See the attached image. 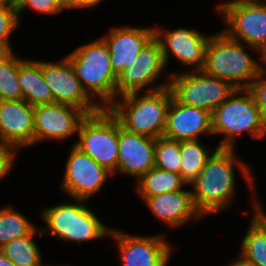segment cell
I'll use <instances>...</instances> for the list:
<instances>
[{
	"instance_id": "cell-1",
	"label": "cell",
	"mask_w": 266,
	"mask_h": 266,
	"mask_svg": "<svg viewBox=\"0 0 266 266\" xmlns=\"http://www.w3.org/2000/svg\"><path fill=\"white\" fill-rule=\"evenodd\" d=\"M234 148H216L193 186L192 198L196 209L202 216L218 213L227 207L235 193V169L239 167L254 195L253 174L249 166L235 157ZM236 164V165H235Z\"/></svg>"
},
{
	"instance_id": "cell-2",
	"label": "cell",
	"mask_w": 266,
	"mask_h": 266,
	"mask_svg": "<svg viewBox=\"0 0 266 266\" xmlns=\"http://www.w3.org/2000/svg\"><path fill=\"white\" fill-rule=\"evenodd\" d=\"M167 82L150 88L144 95L139 92L126 94L115 100L108 109L126 130L158 138L163 136L166 118L173 93Z\"/></svg>"
},
{
	"instance_id": "cell-3",
	"label": "cell",
	"mask_w": 266,
	"mask_h": 266,
	"mask_svg": "<svg viewBox=\"0 0 266 266\" xmlns=\"http://www.w3.org/2000/svg\"><path fill=\"white\" fill-rule=\"evenodd\" d=\"M202 71L228 81L236 89H248L266 68L247 53L242 42L228 38L221 31L207 41Z\"/></svg>"
},
{
	"instance_id": "cell-4",
	"label": "cell",
	"mask_w": 266,
	"mask_h": 266,
	"mask_svg": "<svg viewBox=\"0 0 266 266\" xmlns=\"http://www.w3.org/2000/svg\"><path fill=\"white\" fill-rule=\"evenodd\" d=\"M73 65L77 78L86 92L108 108L116 100L117 75L112 70L110 51L100 37L85 45H80L67 55Z\"/></svg>"
},
{
	"instance_id": "cell-5",
	"label": "cell",
	"mask_w": 266,
	"mask_h": 266,
	"mask_svg": "<svg viewBox=\"0 0 266 266\" xmlns=\"http://www.w3.org/2000/svg\"><path fill=\"white\" fill-rule=\"evenodd\" d=\"M243 132L254 139H262L266 126L251 92L236 89L213 111L212 135L223 134L218 148H234L237 136Z\"/></svg>"
},
{
	"instance_id": "cell-6",
	"label": "cell",
	"mask_w": 266,
	"mask_h": 266,
	"mask_svg": "<svg viewBox=\"0 0 266 266\" xmlns=\"http://www.w3.org/2000/svg\"><path fill=\"white\" fill-rule=\"evenodd\" d=\"M72 204L63 203L42 211L41 218L47 223V230L41 228L42 234L58 237L65 241L81 245L83 241L109 236L107 228L87 207L84 199L73 198ZM84 202V203H83Z\"/></svg>"
},
{
	"instance_id": "cell-7",
	"label": "cell",
	"mask_w": 266,
	"mask_h": 266,
	"mask_svg": "<svg viewBox=\"0 0 266 266\" xmlns=\"http://www.w3.org/2000/svg\"><path fill=\"white\" fill-rule=\"evenodd\" d=\"M79 140L74 144L88 154L96 163L111 174H115L118 163V119L108 108L87 115L77 133Z\"/></svg>"
},
{
	"instance_id": "cell-8",
	"label": "cell",
	"mask_w": 266,
	"mask_h": 266,
	"mask_svg": "<svg viewBox=\"0 0 266 266\" xmlns=\"http://www.w3.org/2000/svg\"><path fill=\"white\" fill-rule=\"evenodd\" d=\"M170 88L182 104L202 108L211 113L225 101L236 88L228 81L213 77L202 70L179 75L171 73Z\"/></svg>"
},
{
	"instance_id": "cell-9",
	"label": "cell",
	"mask_w": 266,
	"mask_h": 266,
	"mask_svg": "<svg viewBox=\"0 0 266 266\" xmlns=\"http://www.w3.org/2000/svg\"><path fill=\"white\" fill-rule=\"evenodd\" d=\"M228 28L222 32L230 39L257 51L266 42V2L232 0L216 6Z\"/></svg>"
},
{
	"instance_id": "cell-10",
	"label": "cell",
	"mask_w": 266,
	"mask_h": 266,
	"mask_svg": "<svg viewBox=\"0 0 266 266\" xmlns=\"http://www.w3.org/2000/svg\"><path fill=\"white\" fill-rule=\"evenodd\" d=\"M42 72L54 102L77 107L88 115L103 109L99 103L91 100L92 97L83 88L67 56L59 63L42 61Z\"/></svg>"
},
{
	"instance_id": "cell-11",
	"label": "cell",
	"mask_w": 266,
	"mask_h": 266,
	"mask_svg": "<svg viewBox=\"0 0 266 266\" xmlns=\"http://www.w3.org/2000/svg\"><path fill=\"white\" fill-rule=\"evenodd\" d=\"M112 174L74 144L65 165L62 191L77 199L87 200L96 194Z\"/></svg>"
},
{
	"instance_id": "cell-12",
	"label": "cell",
	"mask_w": 266,
	"mask_h": 266,
	"mask_svg": "<svg viewBox=\"0 0 266 266\" xmlns=\"http://www.w3.org/2000/svg\"><path fill=\"white\" fill-rule=\"evenodd\" d=\"M87 115L82 109L58 102L34 106V144L78 133Z\"/></svg>"
},
{
	"instance_id": "cell-13",
	"label": "cell",
	"mask_w": 266,
	"mask_h": 266,
	"mask_svg": "<svg viewBox=\"0 0 266 266\" xmlns=\"http://www.w3.org/2000/svg\"><path fill=\"white\" fill-rule=\"evenodd\" d=\"M160 42L153 37L139 52L134 62L116 80V97L140 92L156 81L166 67Z\"/></svg>"
},
{
	"instance_id": "cell-14",
	"label": "cell",
	"mask_w": 266,
	"mask_h": 266,
	"mask_svg": "<svg viewBox=\"0 0 266 266\" xmlns=\"http://www.w3.org/2000/svg\"><path fill=\"white\" fill-rule=\"evenodd\" d=\"M119 248L122 266H167L171 247L164 234L157 236L128 235L111 228Z\"/></svg>"
},
{
	"instance_id": "cell-15",
	"label": "cell",
	"mask_w": 266,
	"mask_h": 266,
	"mask_svg": "<svg viewBox=\"0 0 266 266\" xmlns=\"http://www.w3.org/2000/svg\"><path fill=\"white\" fill-rule=\"evenodd\" d=\"M154 28V37L160 42L165 63L173 55L182 65L193 66L195 70L204 67L205 47L210 36L197 30L177 28L171 31Z\"/></svg>"
},
{
	"instance_id": "cell-16",
	"label": "cell",
	"mask_w": 266,
	"mask_h": 266,
	"mask_svg": "<svg viewBox=\"0 0 266 266\" xmlns=\"http://www.w3.org/2000/svg\"><path fill=\"white\" fill-rule=\"evenodd\" d=\"M155 138L126 130L118 120L119 156L116 172H123L139 180L155 164Z\"/></svg>"
},
{
	"instance_id": "cell-17",
	"label": "cell",
	"mask_w": 266,
	"mask_h": 266,
	"mask_svg": "<svg viewBox=\"0 0 266 266\" xmlns=\"http://www.w3.org/2000/svg\"><path fill=\"white\" fill-rule=\"evenodd\" d=\"M0 138L15 150L34 144V106L24 99L0 101Z\"/></svg>"
},
{
	"instance_id": "cell-18",
	"label": "cell",
	"mask_w": 266,
	"mask_h": 266,
	"mask_svg": "<svg viewBox=\"0 0 266 266\" xmlns=\"http://www.w3.org/2000/svg\"><path fill=\"white\" fill-rule=\"evenodd\" d=\"M212 135V113L180 103L174 96L168 108L163 136L176 141L198 140Z\"/></svg>"
},
{
	"instance_id": "cell-19",
	"label": "cell",
	"mask_w": 266,
	"mask_h": 266,
	"mask_svg": "<svg viewBox=\"0 0 266 266\" xmlns=\"http://www.w3.org/2000/svg\"><path fill=\"white\" fill-rule=\"evenodd\" d=\"M154 37L153 28L114 27L101 37L110 51L113 72L118 76L131 66L139 52Z\"/></svg>"
},
{
	"instance_id": "cell-20",
	"label": "cell",
	"mask_w": 266,
	"mask_h": 266,
	"mask_svg": "<svg viewBox=\"0 0 266 266\" xmlns=\"http://www.w3.org/2000/svg\"><path fill=\"white\" fill-rule=\"evenodd\" d=\"M144 202L157 219L171 227L203 217L194 205L191 191L184 188L148 197Z\"/></svg>"
},
{
	"instance_id": "cell-21",
	"label": "cell",
	"mask_w": 266,
	"mask_h": 266,
	"mask_svg": "<svg viewBox=\"0 0 266 266\" xmlns=\"http://www.w3.org/2000/svg\"><path fill=\"white\" fill-rule=\"evenodd\" d=\"M254 198V215L241 244L240 261L248 266H266V214ZM259 203V204H258Z\"/></svg>"
},
{
	"instance_id": "cell-22",
	"label": "cell",
	"mask_w": 266,
	"mask_h": 266,
	"mask_svg": "<svg viewBox=\"0 0 266 266\" xmlns=\"http://www.w3.org/2000/svg\"><path fill=\"white\" fill-rule=\"evenodd\" d=\"M18 79L22 99L31 106L54 102L51 90L43 77L41 61L18 58Z\"/></svg>"
},
{
	"instance_id": "cell-23",
	"label": "cell",
	"mask_w": 266,
	"mask_h": 266,
	"mask_svg": "<svg viewBox=\"0 0 266 266\" xmlns=\"http://www.w3.org/2000/svg\"><path fill=\"white\" fill-rule=\"evenodd\" d=\"M137 183L136 190L142 200L166 192L183 189L186 183L180 174L153 167Z\"/></svg>"
},
{
	"instance_id": "cell-24",
	"label": "cell",
	"mask_w": 266,
	"mask_h": 266,
	"mask_svg": "<svg viewBox=\"0 0 266 266\" xmlns=\"http://www.w3.org/2000/svg\"><path fill=\"white\" fill-rule=\"evenodd\" d=\"M38 232L43 236L41 228L35 230L30 236L15 238L0 247L16 266H43L39 247L34 241V235ZM46 266V265H45Z\"/></svg>"
},
{
	"instance_id": "cell-25",
	"label": "cell",
	"mask_w": 266,
	"mask_h": 266,
	"mask_svg": "<svg viewBox=\"0 0 266 266\" xmlns=\"http://www.w3.org/2000/svg\"><path fill=\"white\" fill-rule=\"evenodd\" d=\"M213 153L205 149L199 140L180 141V175L186 184H191Z\"/></svg>"
},
{
	"instance_id": "cell-26",
	"label": "cell",
	"mask_w": 266,
	"mask_h": 266,
	"mask_svg": "<svg viewBox=\"0 0 266 266\" xmlns=\"http://www.w3.org/2000/svg\"><path fill=\"white\" fill-rule=\"evenodd\" d=\"M36 227L12 207L0 210V247L15 238L30 236Z\"/></svg>"
},
{
	"instance_id": "cell-27",
	"label": "cell",
	"mask_w": 266,
	"mask_h": 266,
	"mask_svg": "<svg viewBox=\"0 0 266 266\" xmlns=\"http://www.w3.org/2000/svg\"><path fill=\"white\" fill-rule=\"evenodd\" d=\"M20 99L22 91L18 79V58L12 50L0 59V101Z\"/></svg>"
},
{
	"instance_id": "cell-28",
	"label": "cell",
	"mask_w": 266,
	"mask_h": 266,
	"mask_svg": "<svg viewBox=\"0 0 266 266\" xmlns=\"http://www.w3.org/2000/svg\"><path fill=\"white\" fill-rule=\"evenodd\" d=\"M154 167L180 174V141L164 136L156 138Z\"/></svg>"
},
{
	"instance_id": "cell-29",
	"label": "cell",
	"mask_w": 266,
	"mask_h": 266,
	"mask_svg": "<svg viewBox=\"0 0 266 266\" xmlns=\"http://www.w3.org/2000/svg\"><path fill=\"white\" fill-rule=\"evenodd\" d=\"M19 16L16 7L12 5L0 6V41L3 42L11 51L9 42L10 34L19 25Z\"/></svg>"
},
{
	"instance_id": "cell-30",
	"label": "cell",
	"mask_w": 266,
	"mask_h": 266,
	"mask_svg": "<svg viewBox=\"0 0 266 266\" xmlns=\"http://www.w3.org/2000/svg\"><path fill=\"white\" fill-rule=\"evenodd\" d=\"M28 7L45 14H56L67 9L65 0H22L16 7L18 16Z\"/></svg>"
},
{
	"instance_id": "cell-31",
	"label": "cell",
	"mask_w": 266,
	"mask_h": 266,
	"mask_svg": "<svg viewBox=\"0 0 266 266\" xmlns=\"http://www.w3.org/2000/svg\"><path fill=\"white\" fill-rule=\"evenodd\" d=\"M266 71H261L251 83L248 90L254 97L256 105L260 109L262 120L266 126Z\"/></svg>"
},
{
	"instance_id": "cell-32",
	"label": "cell",
	"mask_w": 266,
	"mask_h": 266,
	"mask_svg": "<svg viewBox=\"0 0 266 266\" xmlns=\"http://www.w3.org/2000/svg\"><path fill=\"white\" fill-rule=\"evenodd\" d=\"M16 153L11 145L0 143V180L6 177L12 169Z\"/></svg>"
},
{
	"instance_id": "cell-33",
	"label": "cell",
	"mask_w": 266,
	"mask_h": 266,
	"mask_svg": "<svg viewBox=\"0 0 266 266\" xmlns=\"http://www.w3.org/2000/svg\"><path fill=\"white\" fill-rule=\"evenodd\" d=\"M102 0H65L67 8H91L100 4Z\"/></svg>"
},
{
	"instance_id": "cell-34",
	"label": "cell",
	"mask_w": 266,
	"mask_h": 266,
	"mask_svg": "<svg viewBox=\"0 0 266 266\" xmlns=\"http://www.w3.org/2000/svg\"><path fill=\"white\" fill-rule=\"evenodd\" d=\"M0 266H16V265L0 250Z\"/></svg>"
},
{
	"instance_id": "cell-35",
	"label": "cell",
	"mask_w": 266,
	"mask_h": 266,
	"mask_svg": "<svg viewBox=\"0 0 266 266\" xmlns=\"http://www.w3.org/2000/svg\"><path fill=\"white\" fill-rule=\"evenodd\" d=\"M10 52L11 50L3 42L0 41V59L7 56Z\"/></svg>"
},
{
	"instance_id": "cell-36",
	"label": "cell",
	"mask_w": 266,
	"mask_h": 266,
	"mask_svg": "<svg viewBox=\"0 0 266 266\" xmlns=\"http://www.w3.org/2000/svg\"><path fill=\"white\" fill-rule=\"evenodd\" d=\"M257 52H260L261 54L260 58L262 62H264L263 64H266V42L261 47H259Z\"/></svg>"
},
{
	"instance_id": "cell-37",
	"label": "cell",
	"mask_w": 266,
	"mask_h": 266,
	"mask_svg": "<svg viewBox=\"0 0 266 266\" xmlns=\"http://www.w3.org/2000/svg\"><path fill=\"white\" fill-rule=\"evenodd\" d=\"M229 266H248L247 264L243 263L242 261H240L239 259L235 262H233L231 265Z\"/></svg>"
},
{
	"instance_id": "cell-38",
	"label": "cell",
	"mask_w": 266,
	"mask_h": 266,
	"mask_svg": "<svg viewBox=\"0 0 266 266\" xmlns=\"http://www.w3.org/2000/svg\"><path fill=\"white\" fill-rule=\"evenodd\" d=\"M9 2L10 5L17 7L22 2V0H9Z\"/></svg>"
},
{
	"instance_id": "cell-39",
	"label": "cell",
	"mask_w": 266,
	"mask_h": 266,
	"mask_svg": "<svg viewBox=\"0 0 266 266\" xmlns=\"http://www.w3.org/2000/svg\"><path fill=\"white\" fill-rule=\"evenodd\" d=\"M3 5H10L9 0H0V6H3Z\"/></svg>"
},
{
	"instance_id": "cell-40",
	"label": "cell",
	"mask_w": 266,
	"mask_h": 266,
	"mask_svg": "<svg viewBox=\"0 0 266 266\" xmlns=\"http://www.w3.org/2000/svg\"><path fill=\"white\" fill-rule=\"evenodd\" d=\"M249 2H253V3H258V4H264V2L262 1H266V0H247Z\"/></svg>"
}]
</instances>
